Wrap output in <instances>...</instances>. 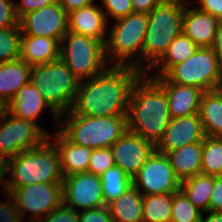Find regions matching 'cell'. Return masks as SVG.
I'll list each match as a JSON object with an SVG mask.
<instances>
[{
  "label": "cell",
  "mask_w": 222,
  "mask_h": 222,
  "mask_svg": "<svg viewBox=\"0 0 222 222\" xmlns=\"http://www.w3.org/2000/svg\"><path fill=\"white\" fill-rule=\"evenodd\" d=\"M142 74L132 66L109 65L99 75L80 81L70 111L90 117L127 115L133 85Z\"/></svg>",
  "instance_id": "cell-1"
},
{
  "label": "cell",
  "mask_w": 222,
  "mask_h": 222,
  "mask_svg": "<svg viewBox=\"0 0 222 222\" xmlns=\"http://www.w3.org/2000/svg\"><path fill=\"white\" fill-rule=\"evenodd\" d=\"M170 119L165 91L152 77L143 73L131 91L127 130L156 146Z\"/></svg>",
  "instance_id": "cell-2"
},
{
  "label": "cell",
  "mask_w": 222,
  "mask_h": 222,
  "mask_svg": "<svg viewBox=\"0 0 222 222\" xmlns=\"http://www.w3.org/2000/svg\"><path fill=\"white\" fill-rule=\"evenodd\" d=\"M187 0H163L148 14V27L141 53V72L162 58L176 36L182 33V17ZM144 60V61H143Z\"/></svg>",
  "instance_id": "cell-3"
},
{
  "label": "cell",
  "mask_w": 222,
  "mask_h": 222,
  "mask_svg": "<svg viewBox=\"0 0 222 222\" xmlns=\"http://www.w3.org/2000/svg\"><path fill=\"white\" fill-rule=\"evenodd\" d=\"M9 200L0 202V222H23L26 213L38 222L63 203L62 183H33L18 188H8ZM11 200V201H10Z\"/></svg>",
  "instance_id": "cell-4"
},
{
  "label": "cell",
  "mask_w": 222,
  "mask_h": 222,
  "mask_svg": "<svg viewBox=\"0 0 222 222\" xmlns=\"http://www.w3.org/2000/svg\"><path fill=\"white\" fill-rule=\"evenodd\" d=\"M48 137L41 145L23 151L8 159V188H18L33 183H62L60 155Z\"/></svg>",
  "instance_id": "cell-5"
},
{
  "label": "cell",
  "mask_w": 222,
  "mask_h": 222,
  "mask_svg": "<svg viewBox=\"0 0 222 222\" xmlns=\"http://www.w3.org/2000/svg\"><path fill=\"white\" fill-rule=\"evenodd\" d=\"M59 119L58 131L68 141L92 150L110 148L127 131V115L90 117L69 111Z\"/></svg>",
  "instance_id": "cell-6"
},
{
  "label": "cell",
  "mask_w": 222,
  "mask_h": 222,
  "mask_svg": "<svg viewBox=\"0 0 222 222\" xmlns=\"http://www.w3.org/2000/svg\"><path fill=\"white\" fill-rule=\"evenodd\" d=\"M111 27L105 43L108 64L132 66L141 71V53L148 27L147 14L132 12L115 20Z\"/></svg>",
  "instance_id": "cell-7"
},
{
  "label": "cell",
  "mask_w": 222,
  "mask_h": 222,
  "mask_svg": "<svg viewBox=\"0 0 222 222\" xmlns=\"http://www.w3.org/2000/svg\"><path fill=\"white\" fill-rule=\"evenodd\" d=\"M30 82L59 116L71 110L80 84L60 58L32 66Z\"/></svg>",
  "instance_id": "cell-8"
},
{
  "label": "cell",
  "mask_w": 222,
  "mask_h": 222,
  "mask_svg": "<svg viewBox=\"0 0 222 222\" xmlns=\"http://www.w3.org/2000/svg\"><path fill=\"white\" fill-rule=\"evenodd\" d=\"M60 59L80 81L99 75L109 66L102 41L70 31L60 41Z\"/></svg>",
  "instance_id": "cell-9"
},
{
  "label": "cell",
  "mask_w": 222,
  "mask_h": 222,
  "mask_svg": "<svg viewBox=\"0 0 222 222\" xmlns=\"http://www.w3.org/2000/svg\"><path fill=\"white\" fill-rule=\"evenodd\" d=\"M169 82L209 91L222 88V64L212 47H199L164 75Z\"/></svg>",
  "instance_id": "cell-10"
},
{
  "label": "cell",
  "mask_w": 222,
  "mask_h": 222,
  "mask_svg": "<svg viewBox=\"0 0 222 222\" xmlns=\"http://www.w3.org/2000/svg\"><path fill=\"white\" fill-rule=\"evenodd\" d=\"M48 136L30 121L17 118L6 109L0 115V156L7 159L41 145Z\"/></svg>",
  "instance_id": "cell-11"
},
{
  "label": "cell",
  "mask_w": 222,
  "mask_h": 222,
  "mask_svg": "<svg viewBox=\"0 0 222 222\" xmlns=\"http://www.w3.org/2000/svg\"><path fill=\"white\" fill-rule=\"evenodd\" d=\"M132 185L147 196L174 193L180 189L181 182L166 154L154 150L132 179Z\"/></svg>",
  "instance_id": "cell-12"
},
{
  "label": "cell",
  "mask_w": 222,
  "mask_h": 222,
  "mask_svg": "<svg viewBox=\"0 0 222 222\" xmlns=\"http://www.w3.org/2000/svg\"><path fill=\"white\" fill-rule=\"evenodd\" d=\"M18 24L22 34L45 36L59 41L69 31L68 13L57 0L41 9L25 13L19 18Z\"/></svg>",
  "instance_id": "cell-13"
},
{
  "label": "cell",
  "mask_w": 222,
  "mask_h": 222,
  "mask_svg": "<svg viewBox=\"0 0 222 222\" xmlns=\"http://www.w3.org/2000/svg\"><path fill=\"white\" fill-rule=\"evenodd\" d=\"M62 196L63 204L76 211L105 206L101 177L88 172L64 177Z\"/></svg>",
  "instance_id": "cell-14"
},
{
  "label": "cell",
  "mask_w": 222,
  "mask_h": 222,
  "mask_svg": "<svg viewBox=\"0 0 222 222\" xmlns=\"http://www.w3.org/2000/svg\"><path fill=\"white\" fill-rule=\"evenodd\" d=\"M115 165L131 179L145 164L155 146L139 135L127 130L111 147Z\"/></svg>",
  "instance_id": "cell-15"
},
{
  "label": "cell",
  "mask_w": 222,
  "mask_h": 222,
  "mask_svg": "<svg viewBox=\"0 0 222 222\" xmlns=\"http://www.w3.org/2000/svg\"><path fill=\"white\" fill-rule=\"evenodd\" d=\"M205 138L199 113L171 118L155 150L167 154L192 143L202 142Z\"/></svg>",
  "instance_id": "cell-16"
},
{
  "label": "cell",
  "mask_w": 222,
  "mask_h": 222,
  "mask_svg": "<svg viewBox=\"0 0 222 222\" xmlns=\"http://www.w3.org/2000/svg\"><path fill=\"white\" fill-rule=\"evenodd\" d=\"M47 107L53 113L55 131L58 129L60 116L49 106L42 93L30 82L24 85L15 95V97L5 106V109L13 116L35 123L48 137L50 133L46 132L39 124L37 117L41 116L43 109Z\"/></svg>",
  "instance_id": "cell-17"
},
{
  "label": "cell",
  "mask_w": 222,
  "mask_h": 222,
  "mask_svg": "<svg viewBox=\"0 0 222 222\" xmlns=\"http://www.w3.org/2000/svg\"><path fill=\"white\" fill-rule=\"evenodd\" d=\"M165 91L171 118L199 113L203 90L169 82L164 76H151Z\"/></svg>",
  "instance_id": "cell-18"
},
{
  "label": "cell",
  "mask_w": 222,
  "mask_h": 222,
  "mask_svg": "<svg viewBox=\"0 0 222 222\" xmlns=\"http://www.w3.org/2000/svg\"><path fill=\"white\" fill-rule=\"evenodd\" d=\"M185 3L182 17V32L198 47H212L219 20L208 13Z\"/></svg>",
  "instance_id": "cell-19"
},
{
  "label": "cell",
  "mask_w": 222,
  "mask_h": 222,
  "mask_svg": "<svg viewBox=\"0 0 222 222\" xmlns=\"http://www.w3.org/2000/svg\"><path fill=\"white\" fill-rule=\"evenodd\" d=\"M107 17L102 8L91 4L68 14V29L70 32L85 35L96 40L107 42Z\"/></svg>",
  "instance_id": "cell-20"
},
{
  "label": "cell",
  "mask_w": 222,
  "mask_h": 222,
  "mask_svg": "<svg viewBox=\"0 0 222 222\" xmlns=\"http://www.w3.org/2000/svg\"><path fill=\"white\" fill-rule=\"evenodd\" d=\"M32 66L24 60L0 62V103L5 107L26 84L30 83Z\"/></svg>",
  "instance_id": "cell-21"
},
{
  "label": "cell",
  "mask_w": 222,
  "mask_h": 222,
  "mask_svg": "<svg viewBox=\"0 0 222 222\" xmlns=\"http://www.w3.org/2000/svg\"><path fill=\"white\" fill-rule=\"evenodd\" d=\"M60 58V41L45 36L21 35L20 59L34 66Z\"/></svg>",
  "instance_id": "cell-22"
},
{
  "label": "cell",
  "mask_w": 222,
  "mask_h": 222,
  "mask_svg": "<svg viewBox=\"0 0 222 222\" xmlns=\"http://www.w3.org/2000/svg\"><path fill=\"white\" fill-rule=\"evenodd\" d=\"M55 134L53 143L60 155L63 176L87 172L92 149L71 143L58 129Z\"/></svg>",
  "instance_id": "cell-23"
},
{
  "label": "cell",
  "mask_w": 222,
  "mask_h": 222,
  "mask_svg": "<svg viewBox=\"0 0 222 222\" xmlns=\"http://www.w3.org/2000/svg\"><path fill=\"white\" fill-rule=\"evenodd\" d=\"M176 177L181 181L201 174L202 142L184 145L166 154Z\"/></svg>",
  "instance_id": "cell-24"
},
{
  "label": "cell",
  "mask_w": 222,
  "mask_h": 222,
  "mask_svg": "<svg viewBox=\"0 0 222 222\" xmlns=\"http://www.w3.org/2000/svg\"><path fill=\"white\" fill-rule=\"evenodd\" d=\"M199 115L205 136L222 137V88L203 93Z\"/></svg>",
  "instance_id": "cell-25"
},
{
  "label": "cell",
  "mask_w": 222,
  "mask_h": 222,
  "mask_svg": "<svg viewBox=\"0 0 222 222\" xmlns=\"http://www.w3.org/2000/svg\"><path fill=\"white\" fill-rule=\"evenodd\" d=\"M107 207L113 222H142L143 195L133 185Z\"/></svg>",
  "instance_id": "cell-26"
},
{
  "label": "cell",
  "mask_w": 222,
  "mask_h": 222,
  "mask_svg": "<svg viewBox=\"0 0 222 222\" xmlns=\"http://www.w3.org/2000/svg\"><path fill=\"white\" fill-rule=\"evenodd\" d=\"M199 47L183 32L176 36L162 58L148 71L157 70L151 76H163L172 66L184 62ZM157 68V69H156Z\"/></svg>",
  "instance_id": "cell-27"
},
{
  "label": "cell",
  "mask_w": 222,
  "mask_h": 222,
  "mask_svg": "<svg viewBox=\"0 0 222 222\" xmlns=\"http://www.w3.org/2000/svg\"><path fill=\"white\" fill-rule=\"evenodd\" d=\"M215 176L197 174L181 181L180 189L189 201L202 212L209 211L210 197L214 188Z\"/></svg>",
  "instance_id": "cell-28"
},
{
  "label": "cell",
  "mask_w": 222,
  "mask_h": 222,
  "mask_svg": "<svg viewBox=\"0 0 222 222\" xmlns=\"http://www.w3.org/2000/svg\"><path fill=\"white\" fill-rule=\"evenodd\" d=\"M173 193L143 196L142 222H170Z\"/></svg>",
  "instance_id": "cell-29"
},
{
  "label": "cell",
  "mask_w": 222,
  "mask_h": 222,
  "mask_svg": "<svg viewBox=\"0 0 222 222\" xmlns=\"http://www.w3.org/2000/svg\"><path fill=\"white\" fill-rule=\"evenodd\" d=\"M100 177L106 206L132 186V179L116 165L109 168Z\"/></svg>",
  "instance_id": "cell-30"
},
{
  "label": "cell",
  "mask_w": 222,
  "mask_h": 222,
  "mask_svg": "<svg viewBox=\"0 0 222 222\" xmlns=\"http://www.w3.org/2000/svg\"><path fill=\"white\" fill-rule=\"evenodd\" d=\"M201 174L222 175V137L205 136L202 141Z\"/></svg>",
  "instance_id": "cell-31"
},
{
  "label": "cell",
  "mask_w": 222,
  "mask_h": 222,
  "mask_svg": "<svg viewBox=\"0 0 222 222\" xmlns=\"http://www.w3.org/2000/svg\"><path fill=\"white\" fill-rule=\"evenodd\" d=\"M21 35L19 26L0 29V62L20 59Z\"/></svg>",
  "instance_id": "cell-32"
},
{
  "label": "cell",
  "mask_w": 222,
  "mask_h": 222,
  "mask_svg": "<svg viewBox=\"0 0 222 222\" xmlns=\"http://www.w3.org/2000/svg\"><path fill=\"white\" fill-rule=\"evenodd\" d=\"M201 214L181 189L173 193L170 222H198Z\"/></svg>",
  "instance_id": "cell-33"
},
{
  "label": "cell",
  "mask_w": 222,
  "mask_h": 222,
  "mask_svg": "<svg viewBox=\"0 0 222 222\" xmlns=\"http://www.w3.org/2000/svg\"><path fill=\"white\" fill-rule=\"evenodd\" d=\"M115 165L111 148H98L92 150L87 172L101 176L105 171Z\"/></svg>",
  "instance_id": "cell-34"
},
{
  "label": "cell",
  "mask_w": 222,
  "mask_h": 222,
  "mask_svg": "<svg viewBox=\"0 0 222 222\" xmlns=\"http://www.w3.org/2000/svg\"><path fill=\"white\" fill-rule=\"evenodd\" d=\"M103 3L102 8L103 12L105 13V16L111 17L112 19H120L123 17H126L127 15L134 12L132 2L131 0H101Z\"/></svg>",
  "instance_id": "cell-35"
},
{
  "label": "cell",
  "mask_w": 222,
  "mask_h": 222,
  "mask_svg": "<svg viewBox=\"0 0 222 222\" xmlns=\"http://www.w3.org/2000/svg\"><path fill=\"white\" fill-rule=\"evenodd\" d=\"M78 211L63 203L38 222H78Z\"/></svg>",
  "instance_id": "cell-36"
},
{
  "label": "cell",
  "mask_w": 222,
  "mask_h": 222,
  "mask_svg": "<svg viewBox=\"0 0 222 222\" xmlns=\"http://www.w3.org/2000/svg\"><path fill=\"white\" fill-rule=\"evenodd\" d=\"M13 0H0V29L19 26Z\"/></svg>",
  "instance_id": "cell-37"
},
{
  "label": "cell",
  "mask_w": 222,
  "mask_h": 222,
  "mask_svg": "<svg viewBox=\"0 0 222 222\" xmlns=\"http://www.w3.org/2000/svg\"><path fill=\"white\" fill-rule=\"evenodd\" d=\"M78 218V222H113L109 208L106 205L78 211Z\"/></svg>",
  "instance_id": "cell-38"
},
{
  "label": "cell",
  "mask_w": 222,
  "mask_h": 222,
  "mask_svg": "<svg viewBox=\"0 0 222 222\" xmlns=\"http://www.w3.org/2000/svg\"><path fill=\"white\" fill-rule=\"evenodd\" d=\"M56 0H21V2H15V11L18 18H20L25 13L35 11L45 7Z\"/></svg>",
  "instance_id": "cell-39"
},
{
  "label": "cell",
  "mask_w": 222,
  "mask_h": 222,
  "mask_svg": "<svg viewBox=\"0 0 222 222\" xmlns=\"http://www.w3.org/2000/svg\"><path fill=\"white\" fill-rule=\"evenodd\" d=\"M221 210H222V175L215 177L214 188L209 202V211L219 212Z\"/></svg>",
  "instance_id": "cell-40"
},
{
  "label": "cell",
  "mask_w": 222,
  "mask_h": 222,
  "mask_svg": "<svg viewBox=\"0 0 222 222\" xmlns=\"http://www.w3.org/2000/svg\"><path fill=\"white\" fill-rule=\"evenodd\" d=\"M199 10L222 21V0H197Z\"/></svg>",
  "instance_id": "cell-41"
},
{
  "label": "cell",
  "mask_w": 222,
  "mask_h": 222,
  "mask_svg": "<svg viewBox=\"0 0 222 222\" xmlns=\"http://www.w3.org/2000/svg\"><path fill=\"white\" fill-rule=\"evenodd\" d=\"M57 2L69 14L72 11L93 4L94 0H57Z\"/></svg>",
  "instance_id": "cell-42"
},
{
  "label": "cell",
  "mask_w": 222,
  "mask_h": 222,
  "mask_svg": "<svg viewBox=\"0 0 222 222\" xmlns=\"http://www.w3.org/2000/svg\"><path fill=\"white\" fill-rule=\"evenodd\" d=\"M163 0H131L134 12L148 14L153 8Z\"/></svg>",
  "instance_id": "cell-43"
},
{
  "label": "cell",
  "mask_w": 222,
  "mask_h": 222,
  "mask_svg": "<svg viewBox=\"0 0 222 222\" xmlns=\"http://www.w3.org/2000/svg\"><path fill=\"white\" fill-rule=\"evenodd\" d=\"M212 48L222 64V21H220L217 26L215 40Z\"/></svg>",
  "instance_id": "cell-44"
},
{
  "label": "cell",
  "mask_w": 222,
  "mask_h": 222,
  "mask_svg": "<svg viewBox=\"0 0 222 222\" xmlns=\"http://www.w3.org/2000/svg\"><path fill=\"white\" fill-rule=\"evenodd\" d=\"M8 173V159L0 156V184L4 188L3 191L8 195V178H4Z\"/></svg>",
  "instance_id": "cell-45"
},
{
  "label": "cell",
  "mask_w": 222,
  "mask_h": 222,
  "mask_svg": "<svg viewBox=\"0 0 222 222\" xmlns=\"http://www.w3.org/2000/svg\"><path fill=\"white\" fill-rule=\"evenodd\" d=\"M204 213H206L205 218ZM200 222H222V216L218 212H202Z\"/></svg>",
  "instance_id": "cell-46"
},
{
  "label": "cell",
  "mask_w": 222,
  "mask_h": 222,
  "mask_svg": "<svg viewBox=\"0 0 222 222\" xmlns=\"http://www.w3.org/2000/svg\"><path fill=\"white\" fill-rule=\"evenodd\" d=\"M4 109H5V107L0 103V115L2 114Z\"/></svg>",
  "instance_id": "cell-47"
}]
</instances>
